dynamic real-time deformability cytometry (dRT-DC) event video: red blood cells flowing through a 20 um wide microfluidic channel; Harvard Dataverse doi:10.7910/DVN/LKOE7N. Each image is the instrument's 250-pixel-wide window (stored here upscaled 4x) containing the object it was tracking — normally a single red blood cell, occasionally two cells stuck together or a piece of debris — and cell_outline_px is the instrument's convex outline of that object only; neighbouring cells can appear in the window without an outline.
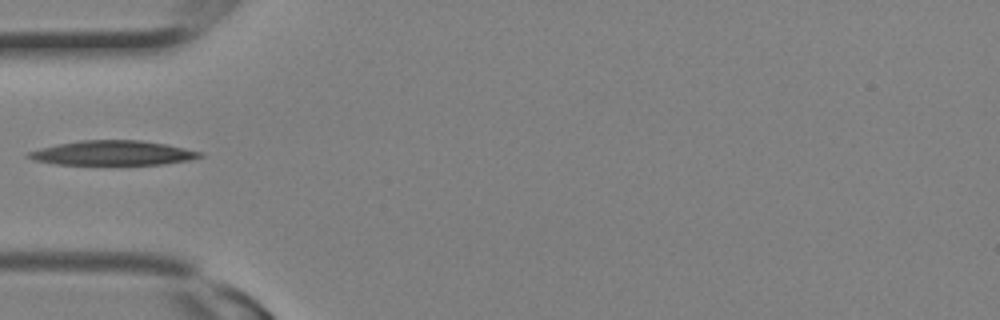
{"species": "Egyptian fruit bat (a non-hibernating species)", "species_latin": "Rousettus aegyptiacus", "temperature_condition": "room temperature", "stored_images_in_passage": 1, "camera_frame_rate_fps": 3000, "um_per_image_px": 0.085, "animal": {"sex": "female"}, "frame": {"image": 1, "passage_image": 1, "time_ms": 0.0, "image_size_px": [1000, 320], "cell_outline_px": [[204, 156], [188, 160], [164, 164], [56, 164], [32, 160], [24, 156], [24, 152], [56, 144], [80, 140], [140, 140], [164, 144], [204, 152]], "centroid_in_image_um": [9.52, 13.0], "position_along_channel_um": 75.5, "area_um2": 24.62}}